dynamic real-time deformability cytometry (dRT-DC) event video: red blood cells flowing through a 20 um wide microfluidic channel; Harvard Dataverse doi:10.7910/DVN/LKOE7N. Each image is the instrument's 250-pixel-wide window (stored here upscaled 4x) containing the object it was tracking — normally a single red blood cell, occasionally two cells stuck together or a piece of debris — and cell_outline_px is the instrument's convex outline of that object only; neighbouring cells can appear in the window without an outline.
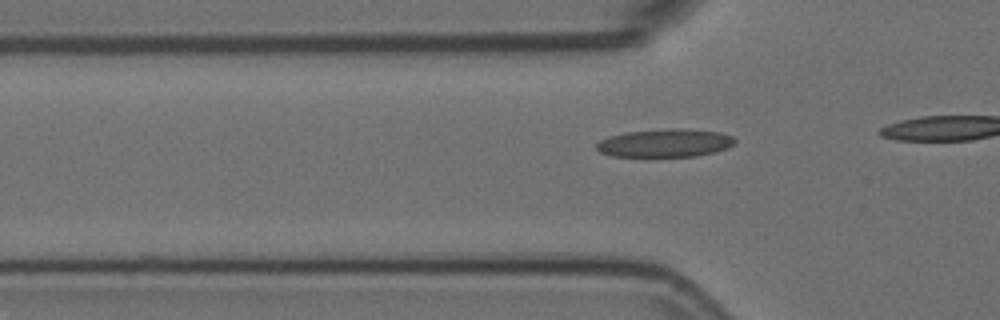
{"species": "Egyptian fruit bat (a non-hibernating species)", "species_latin": "Rousettus aegyptiacus", "temperature_condition": "room temperature", "stored_images_in_passage": 19, "camera_frame_rate_fps": 3000, "um_per_image_px": 0.085, "animal": {"sex": "female"}, "frame": {"image": 1, "passage_image": 14, "time_ms": 4.333, "image_size_px": [1000, 320], "cell_outline_px": [[736, 144], [728, 148], [716, 152], [696, 156], [612, 156], [600, 152], [596, 148], [596, 144], [600, 140], [608, 136], [628, 132], [672, 128], [684, 128], [720, 132], [732, 136], [736, 140]], "centroid_in_image_um": [56.57, 12.15], "position_along_channel_um": 69.2, "area_um2": 22.77}}
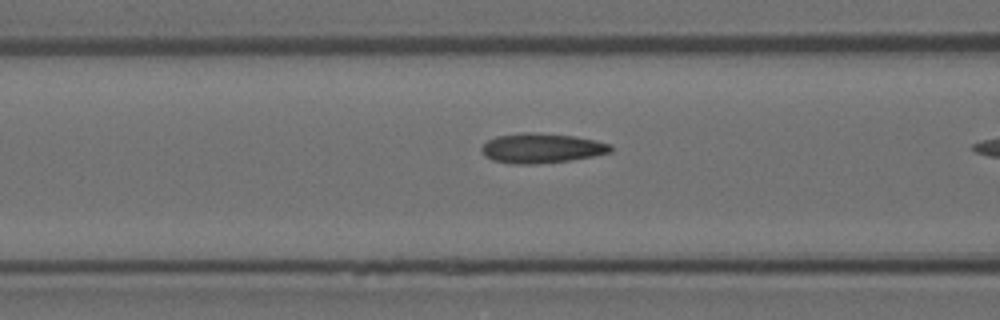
{"frame": {"image": 2, "passage_image": 18, "time_ms": 5.667, "image_size_px": [1000, 320], "cell_outline_px": [[612, 152], [592, 156], [568, 160], [536, 164], [512, 164], [492, 160], [484, 156], [480, 148], [488, 140], [496, 136], [524, 132], [532, 132], [576, 136], [596, 140], [612, 144]], "centroid_in_image_um": [46.02, 12.59], "position_along_channel_um": 120.6, "area_um2": 22.48}}